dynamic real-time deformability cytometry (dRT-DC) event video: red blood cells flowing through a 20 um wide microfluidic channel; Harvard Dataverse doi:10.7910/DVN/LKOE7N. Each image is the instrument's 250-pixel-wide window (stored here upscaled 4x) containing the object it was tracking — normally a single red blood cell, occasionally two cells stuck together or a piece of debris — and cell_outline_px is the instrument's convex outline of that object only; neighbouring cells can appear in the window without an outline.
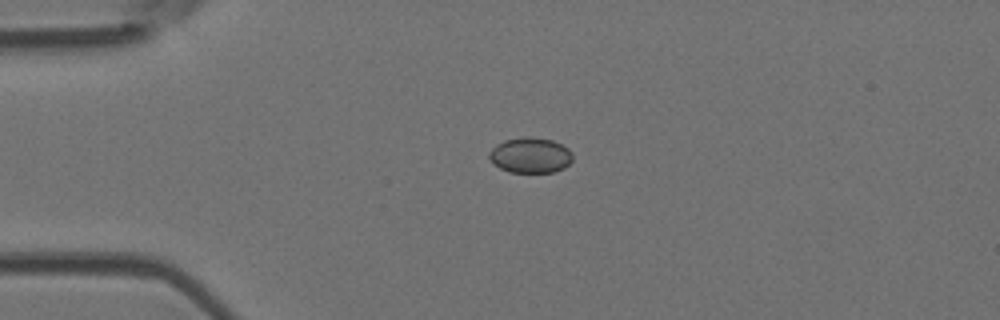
{"species": "Egyptian fruit bat (a non-hibernating species)", "species_latin": "Rousettus aegyptiacus", "temperature_condition": "room temperature", "stored_images_in_passage": 41, "camera_frame_rate_fps": 3000, "um_per_image_px": 0.085, "animal": {"sex": "female"}, "frame": {"image": 1, "passage_image": 1, "time_ms": 0.0, "image_size_px": [1000, 320], "cell_outline_px": [[572, 160], [564, 168], [552, 172], [508, 172], [492, 164], [488, 156], [488, 152], [496, 144], [504, 140], [524, 136], [528, 136], [552, 140], [568, 148], [572, 152]], "centroid_in_image_um": [45.04, 13.19], "position_along_channel_um": 40.0, "area_um2": 17.4}}
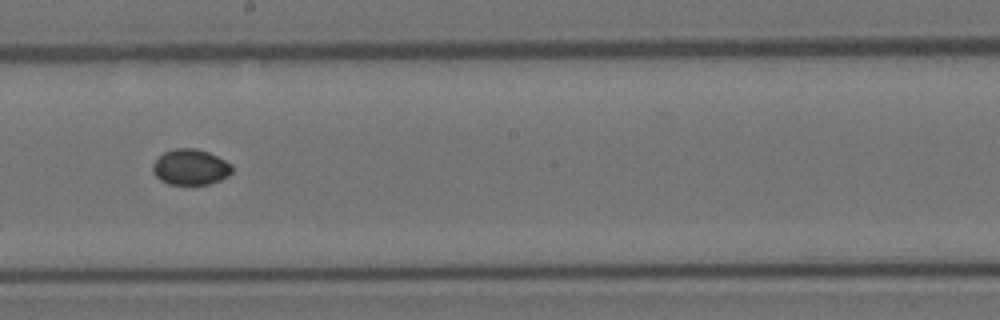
{"frame": {"image": 2, "passage_image": 18, "time_ms": 5.667, "image_size_px": [1000, 320], "cell_outline_px": [[232, 172], [228, 176], [220, 180], [208, 184], [168, 184], [160, 180], [152, 172], [152, 164], [164, 152], [176, 148], [196, 148], [208, 152], [232, 164]], "centroid_in_image_um": [16.18, 14.2], "position_along_channel_um": 232.0, "area_um2": 16.47}}
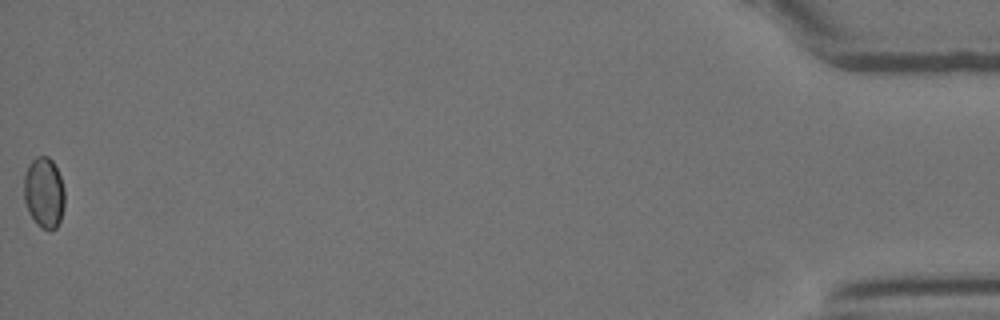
{"frame": {"image": 3, "passage_image": 41, "time_ms": 13.333, "image_size_px": [1000, 320], "cell_outline_px": [[64, 208], [60, 220], [56, 228], [40, 228], [36, 224], [28, 212], [24, 200], [24, 176], [28, 164], [36, 156], [48, 156], [52, 160], [60, 176], [64, 188]], "centroid_in_image_um": [3.73, 16.36], "position_along_channel_um": 431.5, "area_um2": 16.88}}